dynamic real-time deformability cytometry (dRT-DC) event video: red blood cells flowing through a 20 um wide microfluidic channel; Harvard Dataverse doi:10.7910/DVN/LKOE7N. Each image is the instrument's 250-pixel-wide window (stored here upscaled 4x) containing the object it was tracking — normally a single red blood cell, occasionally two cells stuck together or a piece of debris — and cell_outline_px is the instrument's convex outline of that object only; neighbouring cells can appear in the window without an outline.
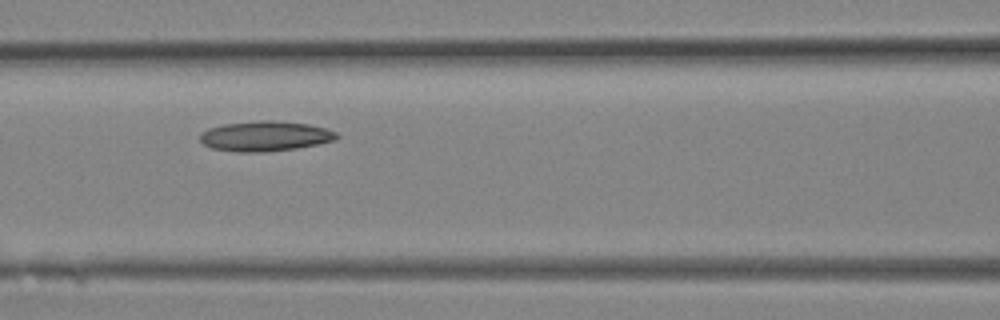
{"species": "Egyptian fruit bat (a non-hibernating species)", "species_latin": "Rousettus aegyptiacus", "temperature_condition": "room temperature", "stored_images_in_passage": 12, "camera_frame_rate_fps": 3000, "um_per_image_px": 0.085, "animal": {"sex": "female"}, "frame": {"image": 1, "passage_image": 9, "time_ms": 2.667, "image_size_px": [1000, 320], "cell_outline_px": [[340, 136], [336, 140], [296, 148], [264, 152], [236, 152], [212, 148], [204, 144], [200, 140], [200, 132], [208, 128], [224, 124], [260, 120], [272, 120], [308, 124], [324, 128], [336, 132]], "centroid_in_image_um": [22.52, 11.57], "position_along_channel_um": 144.1, "area_um2": 23.93}}
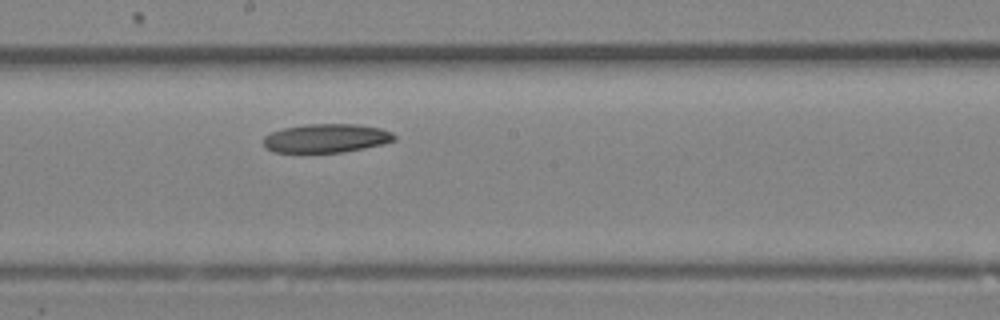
{"frame": {"image": 2, "passage_image": 12, "time_ms": 3.667, "image_size_px": [1000, 320], "cell_outline_px": [[396, 140], [384, 144], [344, 152], [272, 152], [264, 148], [264, 136], [272, 132], [284, 128], [304, 124], [356, 124], [380, 128], [392, 132], [396, 136]], "centroid_in_image_um": [27.74, 11.75], "position_along_channel_um": 220.5, "area_um2": 22.02}}